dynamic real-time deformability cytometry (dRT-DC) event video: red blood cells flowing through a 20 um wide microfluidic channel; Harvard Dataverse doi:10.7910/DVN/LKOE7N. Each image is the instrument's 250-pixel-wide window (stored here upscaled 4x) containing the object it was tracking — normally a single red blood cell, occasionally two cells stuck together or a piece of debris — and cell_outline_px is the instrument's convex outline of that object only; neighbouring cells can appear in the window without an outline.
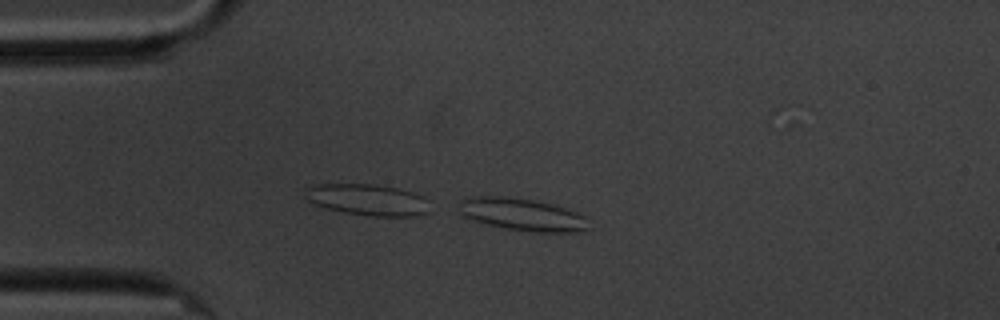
{"species": "common noctule bat (a hibernating species)", "species_latin": "Nyctalus noctula", "temperature_condition": "cold", "stored_images_in_passage": 4, "camera_frame_rate_fps": 3000, "um_per_image_px": 0.085, "animal": {"sex": "male", "body_mass_g": 20.1, "forearm_length_mm": 53.5}, "frame": {"image": 1, "passage_image": 4, "time_ms": 1.0, "image_size_px": [1000, 320], "cell_outline_px": [[588, 228], [580, 232], [536, 232], [504, 228], [484, 224], [460, 216], [460, 200], [472, 196], [500, 196], [532, 200], [564, 208], [576, 212], [584, 216]], "centroid_in_image_um": [44.32, 18.24], "position_along_channel_um": 40.7, "area_um2": 24.28}}